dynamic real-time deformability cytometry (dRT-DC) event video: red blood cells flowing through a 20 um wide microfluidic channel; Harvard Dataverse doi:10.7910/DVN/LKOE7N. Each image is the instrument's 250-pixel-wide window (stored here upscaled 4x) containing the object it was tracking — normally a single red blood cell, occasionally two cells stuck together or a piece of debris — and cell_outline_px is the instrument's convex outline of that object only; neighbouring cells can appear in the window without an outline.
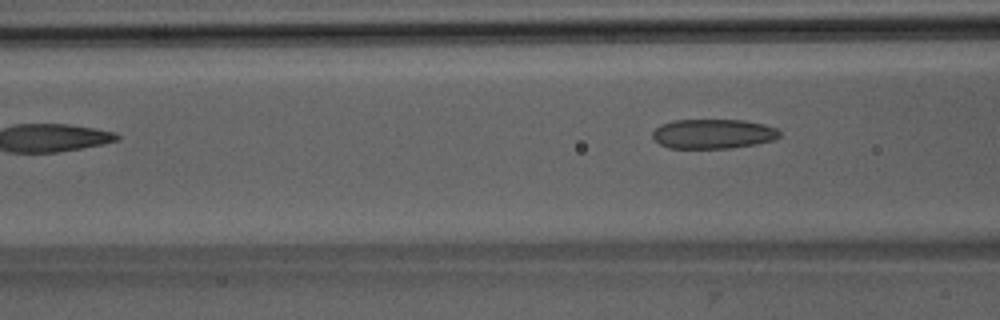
{"species": "Egyptian fruit bat (a non-hibernating species)", "species_latin": "Rousettus aegyptiacus", "temperature_condition": "room temperature", "stored_images_in_passage": 4, "camera_frame_rate_fps": 3000, "um_per_image_px": 0.085, "animal": {"sex": "male"}, "frame": {"image": 1, "passage_image": 4, "time_ms": 4.333, "image_size_px": [1000, 320], "cell_outline_px": [[780, 136], [776, 140], [756, 144], [732, 148], [668, 148], [660, 144], [652, 136], [652, 132], [660, 124], [672, 120], [744, 120], [764, 124], [776, 128], [780, 132]], "centroid_in_image_um": [60.63, 11.38], "position_along_channel_um": 106.0, "area_um2": 22.08}}